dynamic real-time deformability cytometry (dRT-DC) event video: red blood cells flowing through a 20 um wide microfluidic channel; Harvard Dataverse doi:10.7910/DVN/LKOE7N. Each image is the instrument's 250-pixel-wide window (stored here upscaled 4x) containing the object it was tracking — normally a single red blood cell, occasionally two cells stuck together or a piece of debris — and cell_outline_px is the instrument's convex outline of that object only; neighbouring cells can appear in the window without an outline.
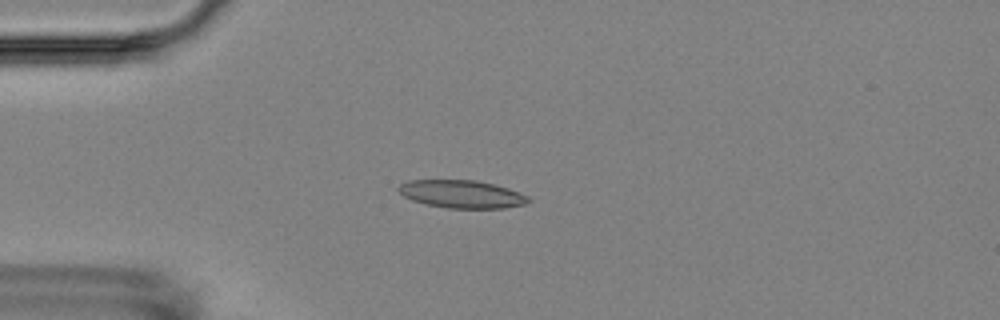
{"species": "Egyptian fruit bat (a non-hibernating species)", "species_latin": "Rousettus aegyptiacus", "temperature_condition": "room temperature", "stored_images_in_passage": 6, "camera_frame_rate_fps": 3000, "um_per_image_px": 0.085, "animal": {"sex": "female"}, "frame": {"image": 1, "passage_image": 4, "time_ms": 3.333, "image_size_px": [1000, 320], "cell_outline_px": [[532, 200], [524, 204], [504, 208], [448, 208], [424, 204], [412, 200], [404, 196], [396, 188], [400, 184], [408, 180], [476, 180], [496, 184], [508, 188], [528, 196]], "centroid_in_image_um": [39.24, 16.49], "position_along_channel_um": 45.8, "area_um2": 21.15}}
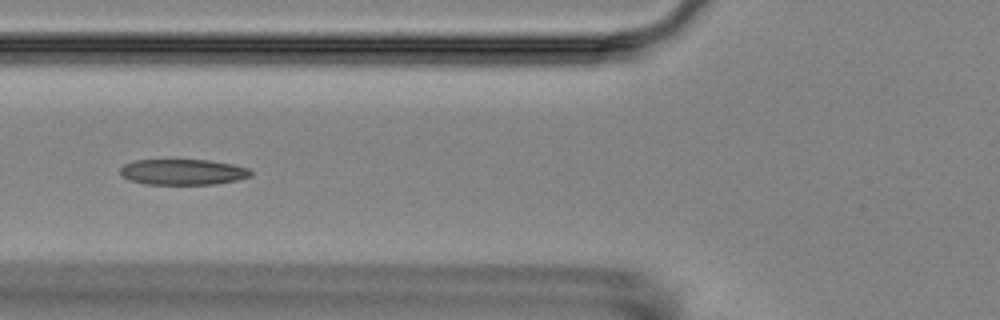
{"frame": {"image": 2, "passage_image": 6, "time_ms": 5.667, "image_size_px": [1000, 320], "cell_outline_px": [[252, 176], [236, 180], [216, 184], [144, 184], [128, 180], [120, 172], [120, 168], [124, 164], [132, 160], [208, 160], [232, 164], [248, 168], [252, 172]], "centroid_in_image_um": [15.53, 14.62], "position_along_channel_um": 110.3, "area_um2": 19.59}}